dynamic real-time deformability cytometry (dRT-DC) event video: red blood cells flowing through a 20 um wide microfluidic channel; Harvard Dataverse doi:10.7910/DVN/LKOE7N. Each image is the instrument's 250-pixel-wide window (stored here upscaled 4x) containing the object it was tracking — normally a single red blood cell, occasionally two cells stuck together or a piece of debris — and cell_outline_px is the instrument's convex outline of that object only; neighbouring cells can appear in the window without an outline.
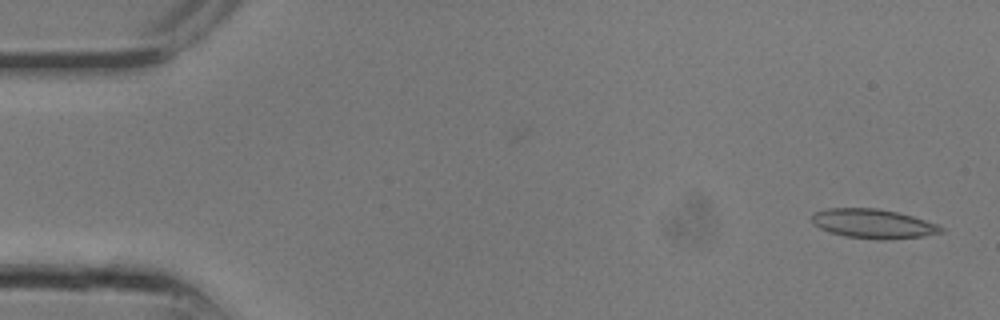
{"species": "common noctule bat (a hibernating species)", "species_latin": "Nyctalus noctula", "temperature_condition": "room temperature", "stored_images_in_passage": 11, "camera_frame_rate_fps": 3000, "um_per_image_px": 0.085, "animal": {"sex": "male", "body_mass_g": 13.3}, "frame": {"image": 1, "passage_image": 1, "time_ms": 0.0, "image_size_px": [1000, 320], "cell_outline_px": [[944, 232], [924, 236], [884, 240], [844, 236], [820, 228], [812, 224], [812, 216], [816, 212], [828, 208], [876, 208], [896, 212], [912, 216], [936, 224], [944, 228]], "centroid_in_image_um": [74.23, 19.02], "position_along_channel_um": 10.8, "area_um2": 21.85}}
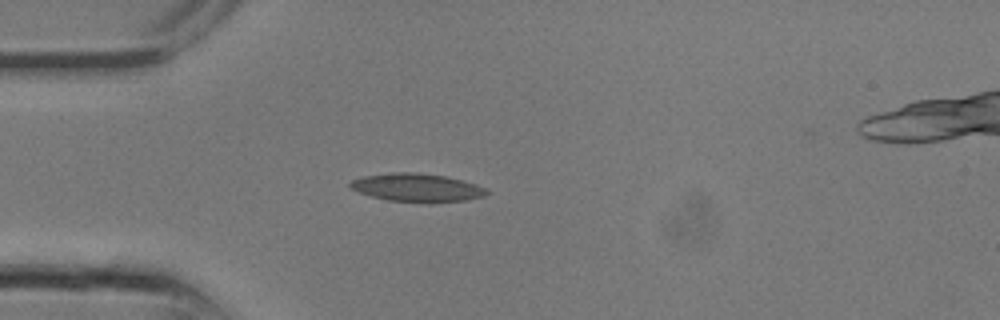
{"frame": {"image": 2, "passage_image": 7, "time_ms": 2.0, "image_size_px": [1000, 320], "cell_outline_px": [[492, 192], [484, 196], [464, 200], [432, 204], [388, 200], [372, 196], [360, 192], [352, 188], [348, 184], [352, 180], [364, 176], [392, 172], [416, 172], [448, 176], [476, 184], [488, 188]], "centroid_in_image_um": [35.52, 15.95], "position_along_channel_um": 49.5, "area_um2": 22.83}}
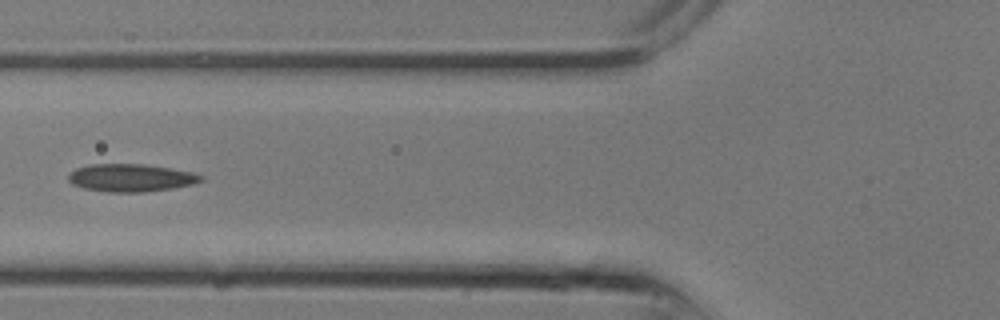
{"frame": {"image": 3, "passage_image": 10, "time_ms": 3.0, "image_size_px": [1000, 320], "cell_outline_px": [[204, 180], [192, 184], [172, 188], [144, 192], [108, 192], [84, 188], [72, 184], [68, 180], [68, 172], [76, 168], [88, 164], [144, 164], [192, 172], [204, 176]], "centroid_in_image_um": [11.09, 15.11], "position_along_channel_um": 114.7, "area_um2": 21.44}}